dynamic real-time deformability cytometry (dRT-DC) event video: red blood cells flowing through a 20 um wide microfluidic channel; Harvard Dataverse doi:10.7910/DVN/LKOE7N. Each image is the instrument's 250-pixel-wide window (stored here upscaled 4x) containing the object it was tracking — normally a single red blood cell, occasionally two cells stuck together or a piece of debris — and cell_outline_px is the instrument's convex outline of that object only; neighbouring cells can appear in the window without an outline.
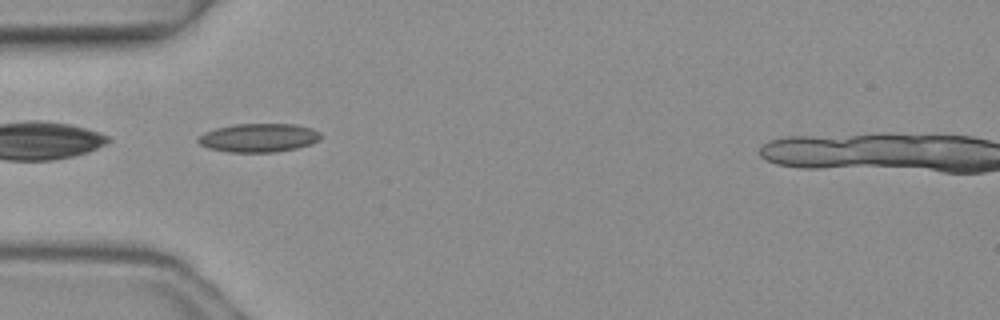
{"species": "common noctule bat (a hibernating species)", "species_latin": "Nyctalus noctula", "temperature_condition": "warm", "stored_images_in_passage": 6, "segment_of_instrument_passage": [1, 2], "camera_frame_rate_fps": 3000, "um_per_image_px": 0.085, "animal": {"sex": "female", "body_mass_g": 19.3, "forearm_length_mm": 54.1}, "frame": {"image": 1, "passage_image": 5, "time_ms": 1.333, "image_size_px": [1000, 320], "cell_outline_px": [[320, 140], [312, 144], [296, 148], [276, 152], [228, 152], [208, 148], [200, 144], [196, 140], [204, 132], [216, 128], [236, 124], [296, 124], [312, 128], [320, 132]], "centroid_in_image_um": [22.0, 11.71], "position_along_channel_um": 63.0, "area_um2": 20.52}}